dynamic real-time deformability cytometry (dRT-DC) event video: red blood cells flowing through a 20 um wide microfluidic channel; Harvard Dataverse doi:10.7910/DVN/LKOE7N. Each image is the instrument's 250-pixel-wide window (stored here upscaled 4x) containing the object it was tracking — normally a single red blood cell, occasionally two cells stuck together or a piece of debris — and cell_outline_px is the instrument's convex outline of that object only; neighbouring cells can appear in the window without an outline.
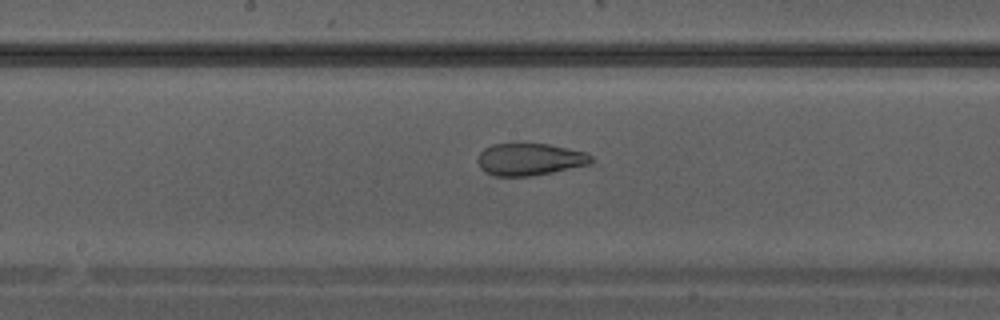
{"species": "Egyptian fruit bat (a non-hibernating species)", "species_latin": "Rousettus aegyptiacus", "temperature_condition": "warm", "stored_images_in_passage": 35, "camera_frame_rate_fps": 3000, "um_per_image_px": 0.085, "animal": {"sex": "male"}, "frame": {"image": 1, "passage_image": 20, "time_ms": 6.333, "image_size_px": [1000, 320], "cell_outline_px": [[592, 164], [552, 172], [528, 176], [496, 176], [484, 172], [480, 168], [476, 160], [480, 152], [484, 148], [492, 144], [516, 140], [548, 144], [584, 152], [592, 156]], "centroid_in_image_um": [44.96, 13.5], "position_along_channel_um": 203.2, "area_um2": 22.02}}